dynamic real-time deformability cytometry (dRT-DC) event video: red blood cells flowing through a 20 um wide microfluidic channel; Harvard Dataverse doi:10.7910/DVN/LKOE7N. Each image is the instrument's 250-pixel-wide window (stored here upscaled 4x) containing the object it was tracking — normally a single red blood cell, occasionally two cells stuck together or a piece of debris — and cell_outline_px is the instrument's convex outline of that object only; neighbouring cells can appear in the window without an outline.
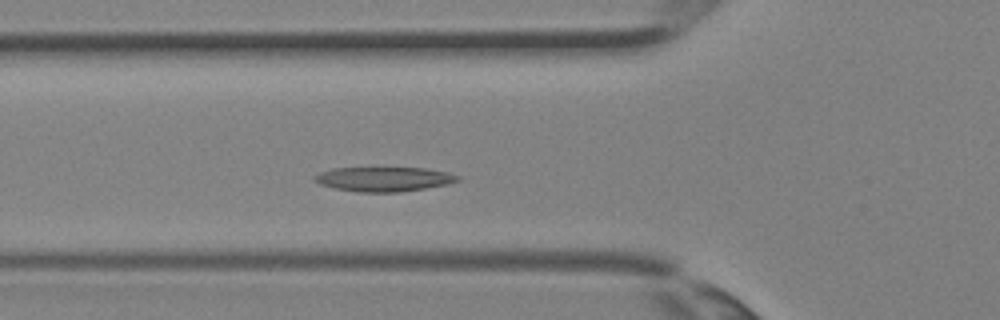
{"species": "Egyptian fruit bat (a non-hibernating species)", "species_latin": "Rousettus aegyptiacus", "temperature_condition": "room temperature", "stored_images_in_passage": 26, "camera_frame_rate_fps": 3000, "um_per_image_px": 0.085, "animal": {"sex": "female"}, "frame": {"image": 1, "passage_image": 9, "time_ms": 2.667, "image_size_px": [1000, 320], "cell_outline_px": [[460, 180], [448, 184], [400, 192], [360, 192], [336, 188], [320, 184], [312, 180], [312, 176], [320, 172], [332, 168], [424, 168], [444, 172], [460, 176]], "centroid_in_image_um": [32.59, 15.22], "position_along_channel_um": 93.2, "area_um2": 20.29}}
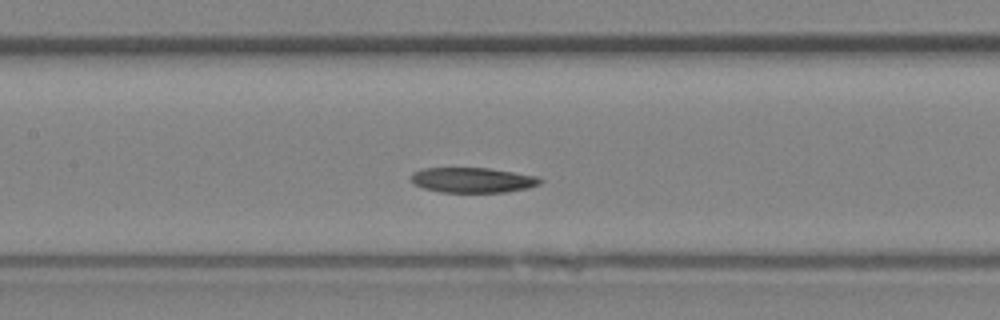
{"frame": {"image": 2, "passage_image": 13, "time_ms": 4.0, "image_size_px": [1000, 320], "cell_outline_px": [[544, 180], [540, 184], [528, 188], [508, 192], [440, 192], [424, 188], [416, 184], [412, 180], [412, 172], [424, 168], [488, 168], [536, 176]], "centroid_in_image_um": [40.2, 15.31], "position_along_channel_um": 167.2, "area_um2": 18.79}}
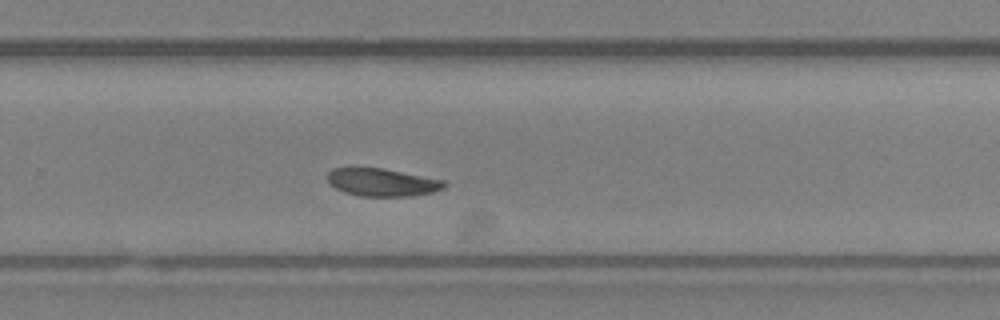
{"frame": {"image": 3, "passage_image": 20, "time_ms": 6.333, "image_size_px": [1000, 320], "cell_outline_px": [[448, 184], [444, 188], [432, 192], [412, 196], [360, 196], [344, 192], [336, 188], [328, 180], [328, 172], [332, 168], [380, 168], [444, 180]], "centroid_in_image_um": [32.5, 15.5], "position_along_channel_um": 297.3, "area_um2": 18.67}}